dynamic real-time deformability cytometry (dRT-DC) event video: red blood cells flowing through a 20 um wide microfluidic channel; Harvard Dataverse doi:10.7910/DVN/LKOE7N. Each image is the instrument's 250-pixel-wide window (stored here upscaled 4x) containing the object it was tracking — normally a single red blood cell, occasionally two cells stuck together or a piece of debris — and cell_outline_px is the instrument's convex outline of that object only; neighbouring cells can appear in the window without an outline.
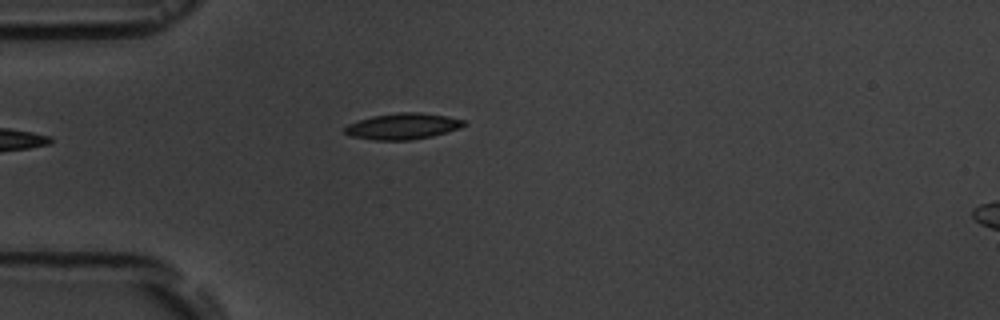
{"species": "common noctule bat (a hibernating species)", "species_latin": "Nyctalus noctula", "temperature_condition": "room temperature", "stored_images_in_passage": 4, "camera_frame_rate_fps": 3000, "um_per_image_px": 0.085, "animal": {"sex": "male", "body_mass_g": 19.5, "forearm_length_mm": 54.6}, "frame": {"image": 1, "passage_image": 4, "time_ms": 4.333, "image_size_px": [1000, 320], "cell_outline_px": [[468, 124], [460, 128], [432, 136], [412, 140], [372, 140], [348, 136], [344, 132], [344, 128], [348, 124], [372, 116], [396, 112], [420, 112], [448, 116], [464, 120]], "centroid_in_image_um": [34.23, 10.73], "position_along_channel_um": 50.8, "area_um2": 18.32}}